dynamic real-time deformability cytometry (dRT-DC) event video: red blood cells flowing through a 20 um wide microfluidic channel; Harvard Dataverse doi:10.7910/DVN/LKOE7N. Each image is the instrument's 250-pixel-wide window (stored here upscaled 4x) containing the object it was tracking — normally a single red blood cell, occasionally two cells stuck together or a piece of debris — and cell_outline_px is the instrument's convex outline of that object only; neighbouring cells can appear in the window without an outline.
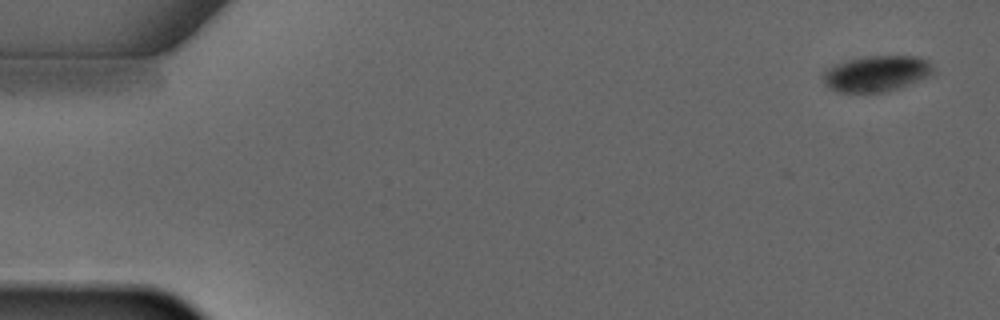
{"species": "common noctule bat (a hibernating species)", "species_latin": "Nyctalus noctula", "temperature_condition": "warm", "stored_images_in_passage": 3, "camera_frame_rate_fps": 3000, "um_per_image_px": 0.085, "animal": {"sex": "male", "forearm_length_mm": 52.5}, "frame": {"image": 1, "passage_image": 1, "time_ms": 0.0, "image_size_px": [1000, 320], "cell_outline_px": [[932, 72], [928, 76], [888, 92], [836, 92], [828, 88], [824, 84], [824, 72], [828, 68], [836, 64], [848, 60], [868, 56], [916, 56], [928, 60], [932, 68]], "centroid_in_image_um": [74.47, 6.26], "position_along_channel_um": 10.5, "area_um2": 22.77}}